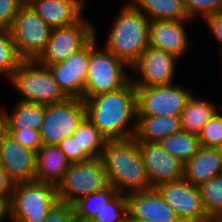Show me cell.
<instances>
[{
    "label": "cell",
    "mask_w": 222,
    "mask_h": 222,
    "mask_svg": "<svg viewBox=\"0 0 222 222\" xmlns=\"http://www.w3.org/2000/svg\"><path fill=\"white\" fill-rule=\"evenodd\" d=\"M151 20H191L184 10L183 0H132L130 2Z\"/></svg>",
    "instance_id": "obj_25"
},
{
    "label": "cell",
    "mask_w": 222,
    "mask_h": 222,
    "mask_svg": "<svg viewBox=\"0 0 222 222\" xmlns=\"http://www.w3.org/2000/svg\"><path fill=\"white\" fill-rule=\"evenodd\" d=\"M127 197L128 216L142 222H182L157 188L131 192Z\"/></svg>",
    "instance_id": "obj_17"
},
{
    "label": "cell",
    "mask_w": 222,
    "mask_h": 222,
    "mask_svg": "<svg viewBox=\"0 0 222 222\" xmlns=\"http://www.w3.org/2000/svg\"><path fill=\"white\" fill-rule=\"evenodd\" d=\"M220 174H222V148L201 146L183 168V177L196 186Z\"/></svg>",
    "instance_id": "obj_20"
},
{
    "label": "cell",
    "mask_w": 222,
    "mask_h": 222,
    "mask_svg": "<svg viewBox=\"0 0 222 222\" xmlns=\"http://www.w3.org/2000/svg\"><path fill=\"white\" fill-rule=\"evenodd\" d=\"M14 182L0 162V198L6 199L9 203L12 198Z\"/></svg>",
    "instance_id": "obj_38"
},
{
    "label": "cell",
    "mask_w": 222,
    "mask_h": 222,
    "mask_svg": "<svg viewBox=\"0 0 222 222\" xmlns=\"http://www.w3.org/2000/svg\"><path fill=\"white\" fill-rule=\"evenodd\" d=\"M7 133V107H0V138Z\"/></svg>",
    "instance_id": "obj_40"
},
{
    "label": "cell",
    "mask_w": 222,
    "mask_h": 222,
    "mask_svg": "<svg viewBox=\"0 0 222 222\" xmlns=\"http://www.w3.org/2000/svg\"><path fill=\"white\" fill-rule=\"evenodd\" d=\"M7 133L19 144L36 152L43 146L39 131L7 130Z\"/></svg>",
    "instance_id": "obj_37"
},
{
    "label": "cell",
    "mask_w": 222,
    "mask_h": 222,
    "mask_svg": "<svg viewBox=\"0 0 222 222\" xmlns=\"http://www.w3.org/2000/svg\"><path fill=\"white\" fill-rule=\"evenodd\" d=\"M158 144L183 164L189 161L201 147L198 135L183 130L161 139Z\"/></svg>",
    "instance_id": "obj_26"
},
{
    "label": "cell",
    "mask_w": 222,
    "mask_h": 222,
    "mask_svg": "<svg viewBox=\"0 0 222 222\" xmlns=\"http://www.w3.org/2000/svg\"><path fill=\"white\" fill-rule=\"evenodd\" d=\"M127 212L126 194L118 193L91 219L92 222H125Z\"/></svg>",
    "instance_id": "obj_31"
},
{
    "label": "cell",
    "mask_w": 222,
    "mask_h": 222,
    "mask_svg": "<svg viewBox=\"0 0 222 222\" xmlns=\"http://www.w3.org/2000/svg\"><path fill=\"white\" fill-rule=\"evenodd\" d=\"M118 12L103 46L130 68L149 46L150 20L131 3Z\"/></svg>",
    "instance_id": "obj_3"
},
{
    "label": "cell",
    "mask_w": 222,
    "mask_h": 222,
    "mask_svg": "<svg viewBox=\"0 0 222 222\" xmlns=\"http://www.w3.org/2000/svg\"><path fill=\"white\" fill-rule=\"evenodd\" d=\"M181 130L180 116H137L134 138L143 142H159Z\"/></svg>",
    "instance_id": "obj_22"
},
{
    "label": "cell",
    "mask_w": 222,
    "mask_h": 222,
    "mask_svg": "<svg viewBox=\"0 0 222 222\" xmlns=\"http://www.w3.org/2000/svg\"><path fill=\"white\" fill-rule=\"evenodd\" d=\"M95 34V27L84 16L69 26L52 28L46 50L38 61L47 67L63 62L83 48Z\"/></svg>",
    "instance_id": "obj_11"
},
{
    "label": "cell",
    "mask_w": 222,
    "mask_h": 222,
    "mask_svg": "<svg viewBox=\"0 0 222 222\" xmlns=\"http://www.w3.org/2000/svg\"><path fill=\"white\" fill-rule=\"evenodd\" d=\"M7 110V130L40 131L46 115V105L18 101Z\"/></svg>",
    "instance_id": "obj_23"
},
{
    "label": "cell",
    "mask_w": 222,
    "mask_h": 222,
    "mask_svg": "<svg viewBox=\"0 0 222 222\" xmlns=\"http://www.w3.org/2000/svg\"><path fill=\"white\" fill-rule=\"evenodd\" d=\"M9 82L20 92V101L51 105L67 99L50 69L38 60H22Z\"/></svg>",
    "instance_id": "obj_5"
},
{
    "label": "cell",
    "mask_w": 222,
    "mask_h": 222,
    "mask_svg": "<svg viewBox=\"0 0 222 222\" xmlns=\"http://www.w3.org/2000/svg\"><path fill=\"white\" fill-rule=\"evenodd\" d=\"M97 39L95 34L89 41V70L84 99L119 90L130 81L127 74L130 68L104 46L99 48Z\"/></svg>",
    "instance_id": "obj_4"
},
{
    "label": "cell",
    "mask_w": 222,
    "mask_h": 222,
    "mask_svg": "<svg viewBox=\"0 0 222 222\" xmlns=\"http://www.w3.org/2000/svg\"><path fill=\"white\" fill-rule=\"evenodd\" d=\"M109 186L101 158L70 163L62 181L57 185L58 200L74 204L80 198Z\"/></svg>",
    "instance_id": "obj_7"
},
{
    "label": "cell",
    "mask_w": 222,
    "mask_h": 222,
    "mask_svg": "<svg viewBox=\"0 0 222 222\" xmlns=\"http://www.w3.org/2000/svg\"><path fill=\"white\" fill-rule=\"evenodd\" d=\"M37 152L16 142L8 133L0 138V162L14 183L36 180Z\"/></svg>",
    "instance_id": "obj_16"
},
{
    "label": "cell",
    "mask_w": 222,
    "mask_h": 222,
    "mask_svg": "<svg viewBox=\"0 0 222 222\" xmlns=\"http://www.w3.org/2000/svg\"><path fill=\"white\" fill-rule=\"evenodd\" d=\"M198 137L203 147L222 148V114L219 110L206 122Z\"/></svg>",
    "instance_id": "obj_32"
},
{
    "label": "cell",
    "mask_w": 222,
    "mask_h": 222,
    "mask_svg": "<svg viewBox=\"0 0 222 222\" xmlns=\"http://www.w3.org/2000/svg\"><path fill=\"white\" fill-rule=\"evenodd\" d=\"M109 185L118 193L149 190L148 179L138 141L134 138L107 140L101 156Z\"/></svg>",
    "instance_id": "obj_2"
},
{
    "label": "cell",
    "mask_w": 222,
    "mask_h": 222,
    "mask_svg": "<svg viewBox=\"0 0 222 222\" xmlns=\"http://www.w3.org/2000/svg\"><path fill=\"white\" fill-rule=\"evenodd\" d=\"M56 186L40 181L14 184L9 203L10 222H42L57 202Z\"/></svg>",
    "instance_id": "obj_6"
},
{
    "label": "cell",
    "mask_w": 222,
    "mask_h": 222,
    "mask_svg": "<svg viewBox=\"0 0 222 222\" xmlns=\"http://www.w3.org/2000/svg\"><path fill=\"white\" fill-rule=\"evenodd\" d=\"M205 222H222V212L209 215Z\"/></svg>",
    "instance_id": "obj_42"
},
{
    "label": "cell",
    "mask_w": 222,
    "mask_h": 222,
    "mask_svg": "<svg viewBox=\"0 0 222 222\" xmlns=\"http://www.w3.org/2000/svg\"><path fill=\"white\" fill-rule=\"evenodd\" d=\"M70 163L58 145H43L37 151L36 181L57 187Z\"/></svg>",
    "instance_id": "obj_21"
},
{
    "label": "cell",
    "mask_w": 222,
    "mask_h": 222,
    "mask_svg": "<svg viewBox=\"0 0 222 222\" xmlns=\"http://www.w3.org/2000/svg\"><path fill=\"white\" fill-rule=\"evenodd\" d=\"M6 216H10L9 202L4 198H0V222L7 219Z\"/></svg>",
    "instance_id": "obj_41"
},
{
    "label": "cell",
    "mask_w": 222,
    "mask_h": 222,
    "mask_svg": "<svg viewBox=\"0 0 222 222\" xmlns=\"http://www.w3.org/2000/svg\"><path fill=\"white\" fill-rule=\"evenodd\" d=\"M156 188L182 222H205L209 217L203 206L199 186L191 184L184 177Z\"/></svg>",
    "instance_id": "obj_13"
},
{
    "label": "cell",
    "mask_w": 222,
    "mask_h": 222,
    "mask_svg": "<svg viewBox=\"0 0 222 222\" xmlns=\"http://www.w3.org/2000/svg\"><path fill=\"white\" fill-rule=\"evenodd\" d=\"M193 20H151L149 45L173 54L178 59L190 47L186 25ZM185 26V27H184Z\"/></svg>",
    "instance_id": "obj_18"
},
{
    "label": "cell",
    "mask_w": 222,
    "mask_h": 222,
    "mask_svg": "<svg viewBox=\"0 0 222 222\" xmlns=\"http://www.w3.org/2000/svg\"><path fill=\"white\" fill-rule=\"evenodd\" d=\"M204 21L213 37L222 45V12L212 15Z\"/></svg>",
    "instance_id": "obj_39"
},
{
    "label": "cell",
    "mask_w": 222,
    "mask_h": 222,
    "mask_svg": "<svg viewBox=\"0 0 222 222\" xmlns=\"http://www.w3.org/2000/svg\"><path fill=\"white\" fill-rule=\"evenodd\" d=\"M52 28L25 3L20 9L10 32L17 53L22 60H38L46 50Z\"/></svg>",
    "instance_id": "obj_8"
},
{
    "label": "cell",
    "mask_w": 222,
    "mask_h": 222,
    "mask_svg": "<svg viewBox=\"0 0 222 222\" xmlns=\"http://www.w3.org/2000/svg\"><path fill=\"white\" fill-rule=\"evenodd\" d=\"M79 151H87L93 158H101L107 139L86 116L73 132Z\"/></svg>",
    "instance_id": "obj_27"
},
{
    "label": "cell",
    "mask_w": 222,
    "mask_h": 222,
    "mask_svg": "<svg viewBox=\"0 0 222 222\" xmlns=\"http://www.w3.org/2000/svg\"><path fill=\"white\" fill-rule=\"evenodd\" d=\"M48 68L67 98L84 99L89 70V42L63 62L49 65Z\"/></svg>",
    "instance_id": "obj_14"
},
{
    "label": "cell",
    "mask_w": 222,
    "mask_h": 222,
    "mask_svg": "<svg viewBox=\"0 0 222 222\" xmlns=\"http://www.w3.org/2000/svg\"><path fill=\"white\" fill-rule=\"evenodd\" d=\"M58 146L71 163L83 162L93 158L87 151H79V143L73 135L63 139Z\"/></svg>",
    "instance_id": "obj_35"
},
{
    "label": "cell",
    "mask_w": 222,
    "mask_h": 222,
    "mask_svg": "<svg viewBox=\"0 0 222 222\" xmlns=\"http://www.w3.org/2000/svg\"><path fill=\"white\" fill-rule=\"evenodd\" d=\"M86 117L83 99L67 98L63 102L46 105V115L40 128L43 145H58L66 137L72 136Z\"/></svg>",
    "instance_id": "obj_10"
},
{
    "label": "cell",
    "mask_w": 222,
    "mask_h": 222,
    "mask_svg": "<svg viewBox=\"0 0 222 222\" xmlns=\"http://www.w3.org/2000/svg\"><path fill=\"white\" fill-rule=\"evenodd\" d=\"M25 3L23 0H0V30L10 31L14 18Z\"/></svg>",
    "instance_id": "obj_34"
},
{
    "label": "cell",
    "mask_w": 222,
    "mask_h": 222,
    "mask_svg": "<svg viewBox=\"0 0 222 222\" xmlns=\"http://www.w3.org/2000/svg\"><path fill=\"white\" fill-rule=\"evenodd\" d=\"M183 5L189 19L194 21L199 16L205 20L222 12V0H183Z\"/></svg>",
    "instance_id": "obj_33"
},
{
    "label": "cell",
    "mask_w": 222,
    "mask_h": 222,
    "mask_svg": "<svg viewBox=\"0 0 222 222\" xmlns=\"http://www.w3.org/2000/svg\"><path fill=\"white\" fill-rule=\"evenodd\" d=\"M218 110L217 106L206 99L196 98L192 93L186 101L180 114V123L183 131L199 135L206 122Z\"/></svg>",
    "instance_id": "obj_24"
},
{
    "label": "cell",
    "mask_w": 222,
    "mask_h": 222,
    "mask_svg": "<svg viewBox=\"0 0 222 222\" xmlns=\"http://www.w3.org/2000/svg\"><path fill=\"white\" fill-rule=\"evenodd\" d=\"M135 87L137 116H180L192 94L178 83Z\"/></svg>",
    "instance_id": "obj_9"
},
{
    "label": "cell",
    "mask_w": 222,
    "mask_h": 222,
    "mask_svg": "<svg viewBox=\"0 0 222 222\" xmlns=\"http://www.w3.org/2000/svg\"><path fill=\"white\" fill-rule=\"evenodd\" d=\"M26 3L51 28L77 22L85 10L84 0H28Z\"/></svg>",
    "instance_id": "obj_19"
},
{
    "label": "cell",
    "mask_w": 222,
    "mask_h": 222,
    "mask_svg": "<svg viewBox=\"0 0 222 222\" xmlns=\"http://www.w3.org/2000/svg\"><path fill=\"white\" fill-rule=\"evenodd\" d=\"M138 147L152 188L183 177L184 164L165 151L158 142L138 141Z\"/></svg>",
    "instance_id": "obj_15"
},
{
    "label": "cell",
    "mask_w": 222,
    "mask_h": 222,
    "mask_svg": "<svg viewBox=\"0 0 222 222\" xmlns=\"http://www.w3.org/2000/svg\"><path fill=\"white\" fill-rule=\"evenodd\" d=\"M199 188L207 215L222 212V174L202 183Z\"/></svg>",
    "instance_id": "obj_30"
},
{
    "label": "cell",
    "mask_w": 222,
    "mask_h": 222,
    "mask_svg": "<svg viewBox=\"0 0 222 222\" xmlns=\"http://www.w3.org/2000/svg\"><path fill=\"white\" fill-rule=\"evenodd\" d=\"M118 191L109 185L104 190L94 192L88 196L80 198L73 206L75 209V216L84 220H91L102 207L112 200Z\"/></svg>",
    "instance_id": "obj_28"
},
{
    "label": "cell",
    "mask_w": 222,
    "mask_h": 222,
    "mask_svg": "<svg viewBox=\"0 0 222 222\" xmlns=\"http://www.w3.org/2000/svg\"><path fill=\"white\" fill-rule=\"evenodd\" d=\"M71 222H92L91 220H84L75 216Z\"/></svg>",
    "instance_id": "obj_43"
},
{
    "label": "cell",
    "mask_w": 222,
    "mask_h": 222,
    "mask_svg": "<svg viewBox=\"0 0 222 222\" xmlns=\"http://www.w3.org/2000/svg\"><path fill=\"white\" fill-rule=\"evenodd\" d=\"M83 100L86 116L107 140L134 137L137 120L136 87L131 81L119 90Z\"/></svg>",
    "instance_id": "obj_1"
},
{
    "label": "cell",
    "mask_w": 222,
    "mask_h": 222,
    "mask_svg": "<svg viewBox=\"0 0 222 222\" xmlns=\"http://www.w3.org/2000/svg\"><path fill=\"white\" fill-rule=\"evenodd\" d=\"M177 59L171 53L148 46L130 67V72L140 78H130L134 86H161L174 83Z\"/></svg>",
    "instance_id": "obj_12"
},
{
    "label": "cell",
    "mask_w": 222,
    "mask_h": 222,
    "mask_svg": "<svg viewBox=\"0 0 222 222\" xmlns=\"http://www.w3.org/2000/svg\"><path fill=\"white\" fill-rule=\"evenodd\" d=\"M22 59L17 53L12 34L9 30H0V75L10 80Z\"/></svg>",
    "instance_id": "obj_29"
},
{
    "label": "cell",
    "mask_w": 222,
    "mask_h": 222,
    "mask_svg": "<svg viewBox=\"0 0 222 222\" xmlns=\"http://www.w3.org/2000/svg\"><path fill=\"white\" fill-rule=\"evenodd\" d=\"M75 217L74 206L70 203L57 200L42 222H71Z\"/></svg>",
    "instance_id": "obj_36"
},
{
    "label": "cell",
    "mask_w": 222,
    "mask_h": 222,
    "mask_svg": "<svg viewBox=\"0 0 222 222\" xmlns=\"http://www.w3.org/2000/svg\"><path fill=\"white\" fill-rule=\"evenodd\" d=\"M125 222H142V221L134 220L127 215Z\"/></svg>",
    "instance_id": "obj_44"
}]
</instances>
